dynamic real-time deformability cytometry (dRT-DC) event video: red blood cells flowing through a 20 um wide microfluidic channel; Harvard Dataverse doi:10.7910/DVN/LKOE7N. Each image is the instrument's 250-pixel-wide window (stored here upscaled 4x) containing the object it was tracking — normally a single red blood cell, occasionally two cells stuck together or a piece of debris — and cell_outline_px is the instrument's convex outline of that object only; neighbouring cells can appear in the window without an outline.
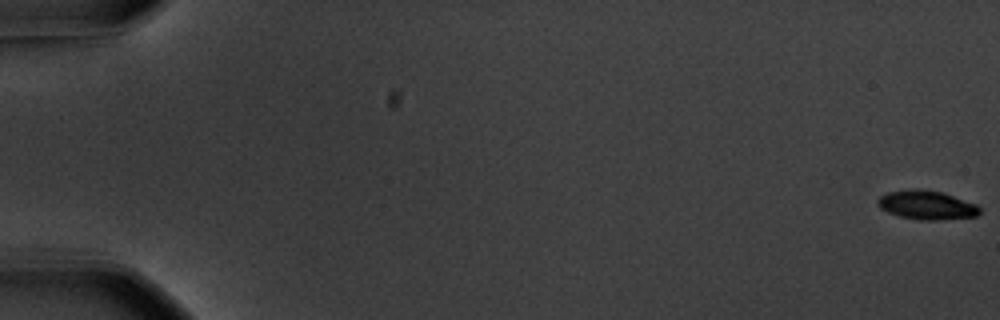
{"species": "common noctule bat (a hibernating species)", "species_latin": "Nyctalus noctula", "temperature_condition": "warm", "stored_images_in_passage": 58, "camera_frame_rate_fps": 3000, "um_per_image_px": 0.085, "animal": {"sex": "male", "body_mass_g": 20.1, "forearm_length_mm": 53.5}, "frame": {"image": 1, "passage_image": 1, "time_ms": 0.0, "image_size_px": [1000, 320], "cell_outline_px": [[980, 212], [976, 216], [936, 220], [920, 220], [900, 216], [888, 212], [880, 208], [876, 204], [876, 200], [880, 196], [888, 192], [912, 188], [916, 188], [940, 192], [976, 204], [980, 208]], "centroid_in_image_um": [78.72, 17.42], "position_along_channel_um": 6.3, "area_um2": 17.05}}
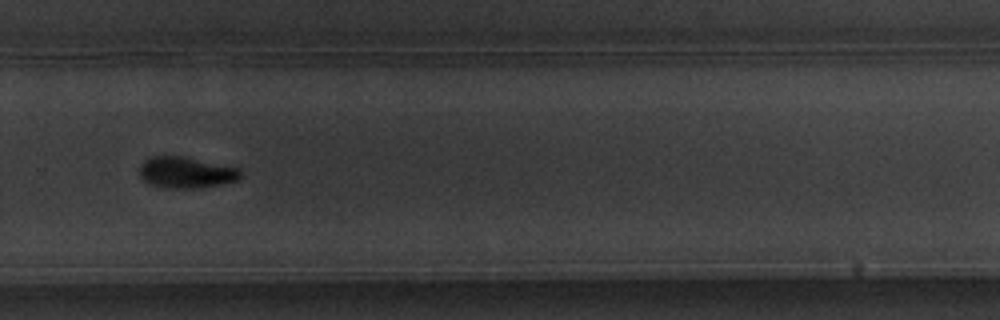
{"frame": {"image": 2, "passage_image": 41, "time_ms": 13.333, "image_size_px": [1000, 320], "cell_outline_px": [[240, 176], [236, 180], [220, 184], [196, 188], [164, 188], [148, 184], [140, 176], [140, 164], [148, 156], [184, 156], [240, 168]], "centroid_in_image_um": [15.76, 14.65], "position_along_channel_um": 314.0, "area_um2": 18.44}}
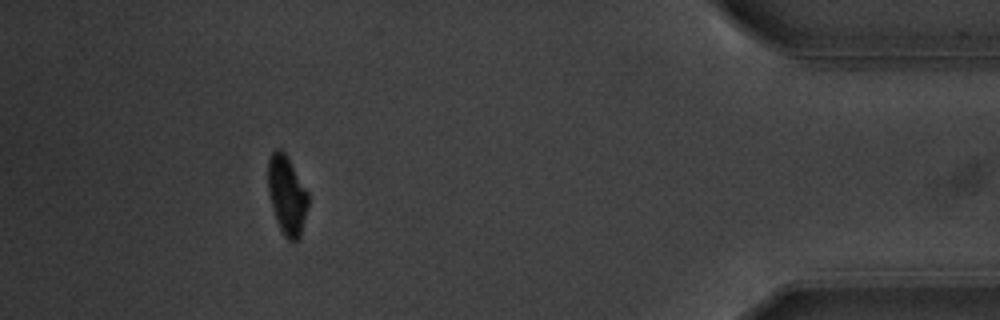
{"frame": {"image": 3, "passage_image": 53, "time_ms": 17.333, "image_size_px": [1000, 320], "cell_outline_px": [[308, 204], [300, 236], [296, 240], [288, 240], [284, 236], [276, 220], [268, 192], [268, 160], [272, 152], [276, 148], [280, 148], [288, 156], [308, 192]], "centroid_in_image_um": [24.38, 16.54], "position_along_channel_um": 410.8, "area_um2": 18.38}, "authors_computed_cell_mechanics": {"area_um2": 18.6694, "velocity_mm_per_s": 3.6298, "shape_relaxation_time_tau1_ms": 2.5207, "shape_relaxation_time_tau2_ms": null, "deformation_change_tau1": 0.1521, "deformation_change_tau2": null}}